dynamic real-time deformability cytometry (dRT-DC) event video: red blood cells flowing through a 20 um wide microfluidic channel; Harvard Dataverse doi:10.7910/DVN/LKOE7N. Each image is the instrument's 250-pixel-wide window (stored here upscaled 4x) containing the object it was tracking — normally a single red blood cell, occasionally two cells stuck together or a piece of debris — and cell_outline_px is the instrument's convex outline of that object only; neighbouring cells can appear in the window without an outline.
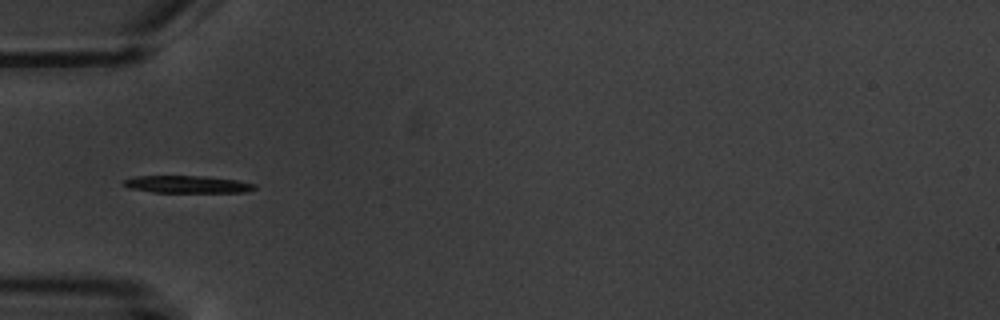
{"species": "common noctule bat (a hibernating species)", "species_latin": "Nyctalus noctula", "temperature_condition": "warm", "stored_images_in_passage": 12, "camera_frame_rate_fps": 3000, "um_per_image_px": 0.085, "animal": {"sex": "male", "body_mass_g": 20.1, "forearm_length_mm": 53.5}, "frame": {"image": 1, "passage_image": 3, "time_ms": 4.0, "image_size_px": [1000, 320], "cell_outline_px": [[256, 188], [244, 192], [152, 192], [128, 188], [124, 184], [124, 180], [136, 176], [208, 176], [236, 180], [256, 184]], "centroid_in_image_um": [15.93, 15.66], "position_along_channel_um": 69.1, "area_um2": 13.12}}
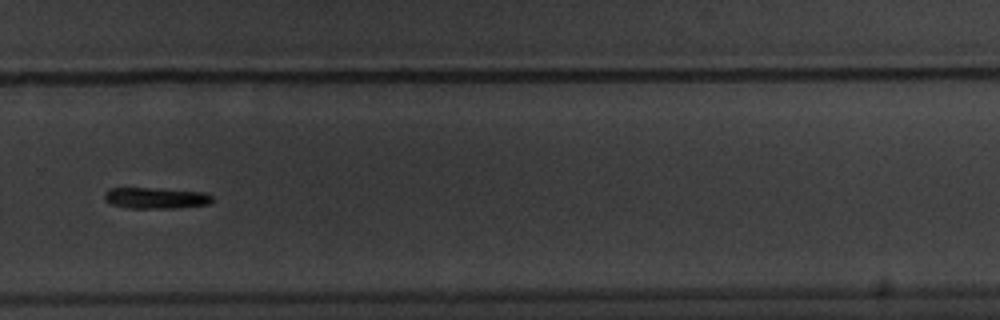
{"frame": {"image": 2, "passage_image": 9, "time_ms": 11.0, "image_size_px": [1000, 320], "cell_outline_px": [[212, 200], [208, 204], [176, 208], [128, 208], [112, 204], [104, 196], [104, 192], [108, 188], [148, 188], [204, 192], [212, 196]], "centroid_in_image_um": [13.23, 16.83], "position_along_channel_um": 316.6, "area_um2": 13.06}}
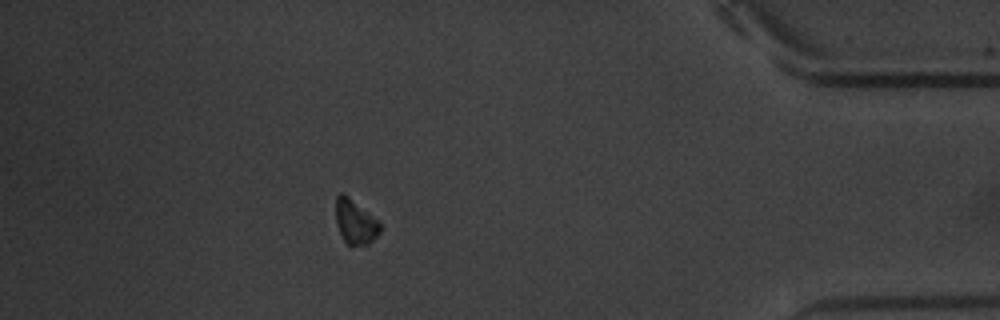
{"frame": {"image": 3, "passage_image": 12, "time_ms": 14.667, "image_size_px": [1000, 320], "cell_outline_px": [[380, 232], [368, 244], [348, 244], [344, 240], [336, 224], [336, 196], [340, 192], [344, 192], [380, 220]], "centroid_in_image_um": [30.2, 18.79], "position_along_channel_um": 405.0, "area_um2": 11.56}, "authors_computed_cell_mechanics": {"area_um2": 13.2362, "velocity_mm_per_s": 3.5352, "shape_relaxation_time_tau1_ms": 0.8564, "shape_relaxation_time_tau2_ms": null, "deformation_change_tau1": 0.101, "deformation_change_tau2": null}}